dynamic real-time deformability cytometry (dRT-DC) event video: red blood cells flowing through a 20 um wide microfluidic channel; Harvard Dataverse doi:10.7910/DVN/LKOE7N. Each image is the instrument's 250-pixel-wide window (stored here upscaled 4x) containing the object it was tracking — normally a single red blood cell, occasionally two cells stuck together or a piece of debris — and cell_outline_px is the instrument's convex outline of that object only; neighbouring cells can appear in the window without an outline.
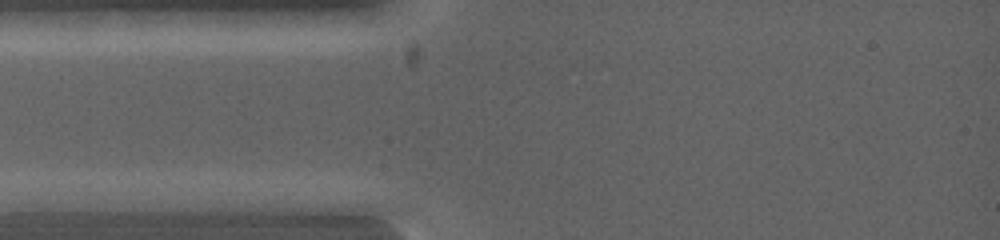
{"species": "common noctule bat (a hibernating species)", "species_latin": "Nyctalus noctula", "temperature_condition": "warm", "stored_images_in_passage": 3, "camera_frame_rate_fps": 5000, "um_per_image_px": 0.085, "animal": {"sex": "female", "body_mass_g": 19.0, "forearm_length_mm": 53.3}, "frame": {"image": 1, "passage_image": 1, "time_ms": 0.0, "image_size_px": [1000, 240], "cell_outline_px": [[124, 200], [88, 212], [24, 212], [12, 200], [88, 192], [100, 192]], "centroid_in_image_um": [5.72, 17.24], "position_along_channel_um": 79.3, "area_um2": 11.21}}